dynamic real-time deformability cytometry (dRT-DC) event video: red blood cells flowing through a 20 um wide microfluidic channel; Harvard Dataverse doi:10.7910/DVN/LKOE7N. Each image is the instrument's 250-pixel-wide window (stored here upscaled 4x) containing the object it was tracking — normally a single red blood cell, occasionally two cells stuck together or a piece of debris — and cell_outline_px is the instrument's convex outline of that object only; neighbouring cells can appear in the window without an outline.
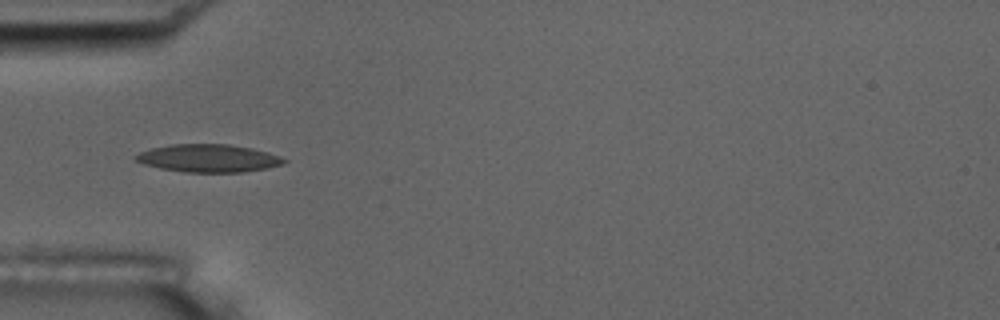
{"species": "common noctule bat (a hibernating species)", "species_latin": "Nyctalus noctula", "temperature_condition": "room temperature", "stored_images_in_passage": 7, "camera_frame_rate_fps": 3000, "um_per_image_px": 0.085, "animal": {"sex": "male", "body_mass_g": 17.5, "forearm_length_mm": 52.3}, "frame": {"image": 1, "passage_image": 5, "time_ms": 1.333, "image_size_px": [1000, 320], "cell_outline_px": [[288, 160], [284, 164], [268, 168], [244, 172], [184, 172], [160, 168], [144, 164], [136, 160], [132, 156], [140, 152], [152, 148], [172, 144], [228, 144], [252, 148], [268, 152], [280, 156]], "centroid_in_image_um": [17.74, 13.45], "position_along_channel_um": 67.3, "area_um2": 24.1}}